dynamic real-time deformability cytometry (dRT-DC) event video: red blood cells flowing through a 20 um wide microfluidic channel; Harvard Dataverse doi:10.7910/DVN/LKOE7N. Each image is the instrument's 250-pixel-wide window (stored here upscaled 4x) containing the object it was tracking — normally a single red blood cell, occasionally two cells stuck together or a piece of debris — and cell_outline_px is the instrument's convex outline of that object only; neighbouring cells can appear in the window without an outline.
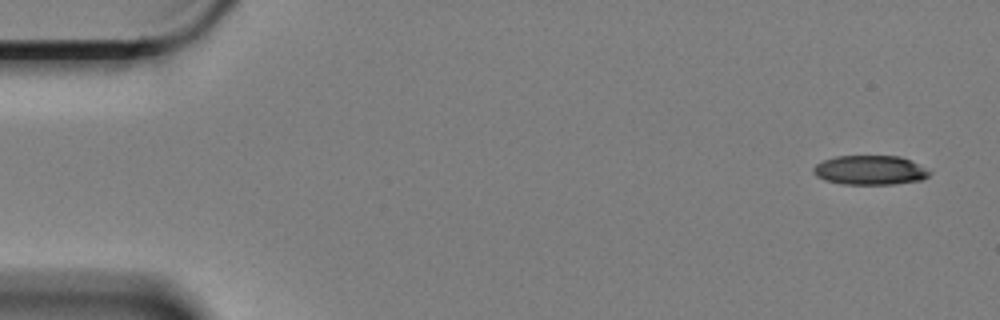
{"species": "Egyptian fruit bat (a non-hibernating species)", "species_latin": "Rousettus aegyptiacus", "temperature_condition": "cold", "stored_images_in_passage": 6, "camera_frame_rate_fps": 3000, "um_per_image_px": 0.085, "animal": {"sex": "female"}, "frame": {"image": 1, "passage_image": 1, "time_ms": 0.0, "image_size_px": [1000, 320], "cell_outline_px": [[932, 172], [928, 176], [920, 180], [892, 184], [844, 184], [824, 180], [816, 176], [812, 172], [812, 168], [816, 164], [824, 160], [836, 156], [900, 156]], "centroid_in_image_um": [73.89, 14.46], "position_along_channel_um": 11.1, "area_um2": 19.65}}
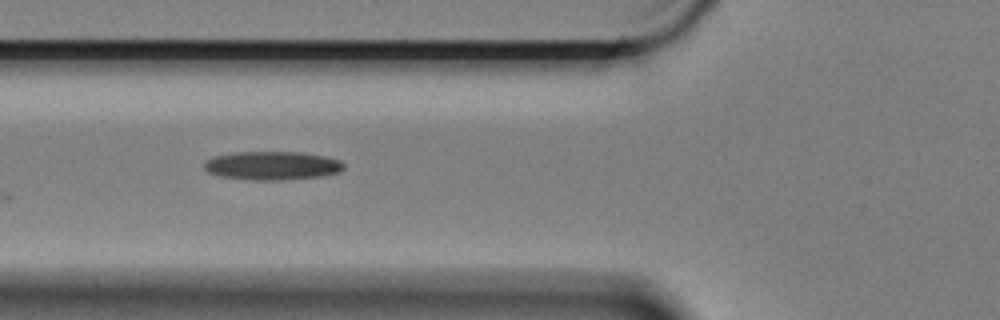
{"frame": {"image": 2, "passage_image": 6, "time_ms": 1.667, "image_size_px": [1000, 320], "cell_outline_px": [[344, 168], [340, 172], [320, 176], [280, 180], [252, 180], [220, 176], [208, 172], [204, 168], [204, 164], [212, 156], [236, 152], [300, 152], [324, 156], [340, 160], [344, 164]], "centroid_in_image_um": [23.13, 14.07], "position_along_channel_um": 102.7, "area_um2": 23.18}}